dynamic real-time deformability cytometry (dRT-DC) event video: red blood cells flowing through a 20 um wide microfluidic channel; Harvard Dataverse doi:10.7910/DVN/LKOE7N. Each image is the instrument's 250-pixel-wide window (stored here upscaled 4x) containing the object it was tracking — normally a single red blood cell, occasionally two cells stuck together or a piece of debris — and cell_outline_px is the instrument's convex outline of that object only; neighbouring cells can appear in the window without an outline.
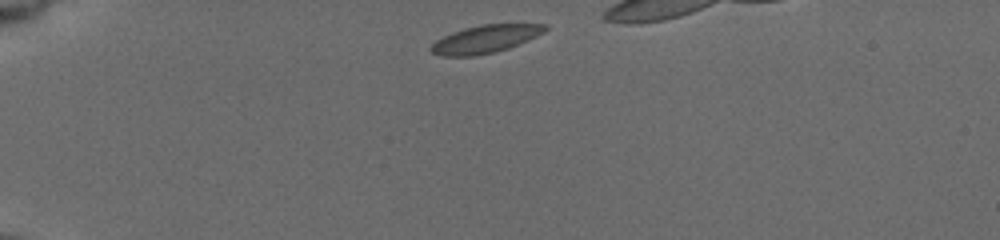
{"species": "common noctule bat (a hibernating species)", "species_latin": "Nyctalus noctula", "temperature_condition": "cold", "stored_images_in_passage": 37, "camera_frame_rate_fps": 3000, "um_per_image_px": 0.085, "animal": {"sex": "female", "body_mass_g": 19.5, "forearm_length_mm": 54.1}, "frame": {"image": 1, "passage_image": 1, "time_ms": 0.0, "image_size_px": [1000, 240], "cell_outline_px": [[548, 28], [544, 32], [528, 40], [508, 48], [492, 52], [472, 56], [440, 56], [432, 52], [428, 48], [436, 40], [452, 32], [464, 28], [480, 24], [548, 24]], "centroid_in_image_um": [41.23, 3.31], "position_along_channel_um": 43.8, "area_um2": 18.38}}
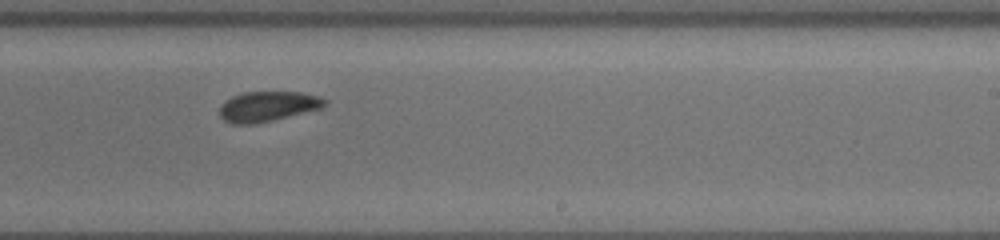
{"frame": {"image": 2, "passage_image": 23, "time_ms": 7.333, "image_size_px": [1000, 240], "cell_outline_px": [[328, 104], [324, 108], [272, 120], [252, 124], [232, 124], [224, 120], [220, 116], [220, 104], [224, 100], [232, 96], [244, 92], [300, 92], [320, 96], [328, 100]], "centroid_in_image_um": [22.79, 9.03], "position_along_channel_um": 266.2, "area_um2": 18.67}}
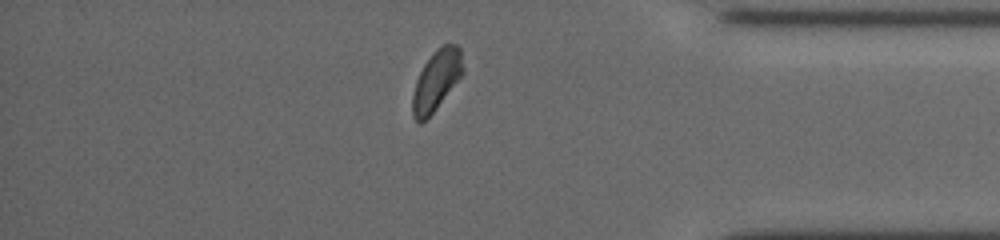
{"frame": {"image": 3, "passage_image": 35, "time_ms": 11.333, "image_size_px": [1000, 240], "cell_outline_px": [[464, 72], [436, 108], [420, 124], [412, 116], [412, 96], [416, 80], [424, 64], [432, 52], [436, 48], [444, 44], [456, 44], [460, 48], [464, 68]], "centroid_in_image_um": [37.09, 6.79], "position_along_channel_um": 398.1, "area_um2": 17.57}}